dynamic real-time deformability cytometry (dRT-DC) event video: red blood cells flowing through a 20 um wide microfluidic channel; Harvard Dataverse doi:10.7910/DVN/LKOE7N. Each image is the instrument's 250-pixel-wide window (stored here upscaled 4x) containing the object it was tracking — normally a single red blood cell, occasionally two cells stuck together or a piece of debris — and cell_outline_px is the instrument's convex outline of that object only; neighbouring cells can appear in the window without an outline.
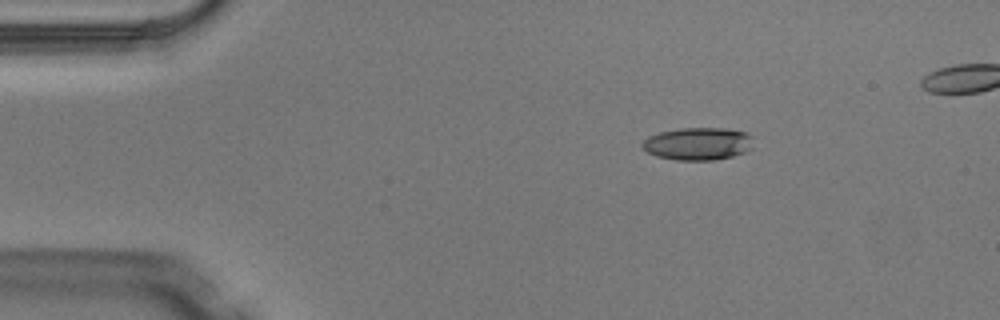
{"species": "Egyptian fruit bat (a non-hibernating species)", "species_latin": "Rousettus aegyptiacus", "temperature_condition": "warm", "stored_images_in_passage": 3, "camera_frame_rate_fps": 3000, "um_per_image_px": 0.085, "animal": {"sex": "male"}, "frame": {"image": 1, "passage_image": 1, "time_ms": 0.0, "image_size_px": [1000, 320], "cell_outline_px": [[752, 136], [748, 148], [744, 152], [732, 156], [716, 160], [676, 160], [656, 156], [640, 148], [640, 144], [648, 136], [660, 132], [680, 128], [724, 128], [748, 132]], "centroid_in_image_um": [59.26, 12.21], "position_along_channel_um": 25.7, "area_um2": 21.1}}